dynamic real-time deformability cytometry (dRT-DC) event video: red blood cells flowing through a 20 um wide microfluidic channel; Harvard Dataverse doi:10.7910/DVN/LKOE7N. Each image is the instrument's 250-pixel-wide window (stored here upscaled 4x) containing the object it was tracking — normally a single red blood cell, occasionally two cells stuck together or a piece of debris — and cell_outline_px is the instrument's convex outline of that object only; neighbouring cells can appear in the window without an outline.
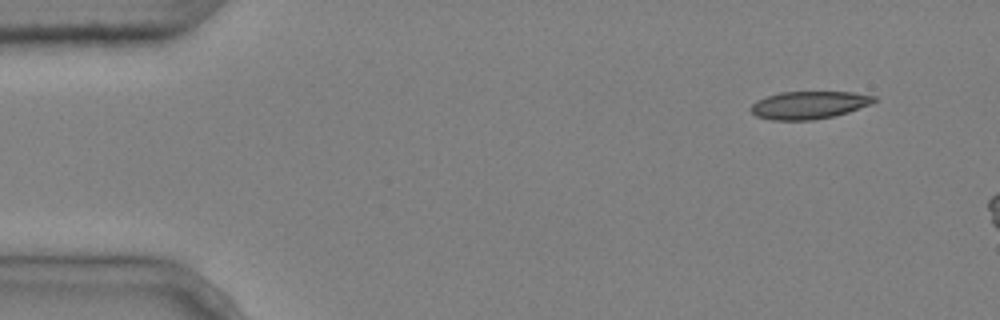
{"species": "common noctule bat (a hibernating species)", "species_latin": "Nyctalus noctula", "temperature_condition": "cold", "stored_images_in_passage": 3, "camera_frame_rate_fps": 3000, "um_per_image_px": 0.085, "animal": {"sex": "male", "body_mass_g": 20.4}, "frame": {"image": 1, "passage_image": 1, "time_ms": 0.0, "image_size_px": [1000, 320], "cell_outline_px": [[880, 100], [872, 104], [848, 112], [832, 116], [812, 120], [772, 120], [756, 116], [748, 108], [756, 100], [780, 92], [852, 92], [876, 96]], "centroid_in_image_um": [68.78, 8.92], "position_along_channel_um": 16.2, "area_um2": 20.0}}